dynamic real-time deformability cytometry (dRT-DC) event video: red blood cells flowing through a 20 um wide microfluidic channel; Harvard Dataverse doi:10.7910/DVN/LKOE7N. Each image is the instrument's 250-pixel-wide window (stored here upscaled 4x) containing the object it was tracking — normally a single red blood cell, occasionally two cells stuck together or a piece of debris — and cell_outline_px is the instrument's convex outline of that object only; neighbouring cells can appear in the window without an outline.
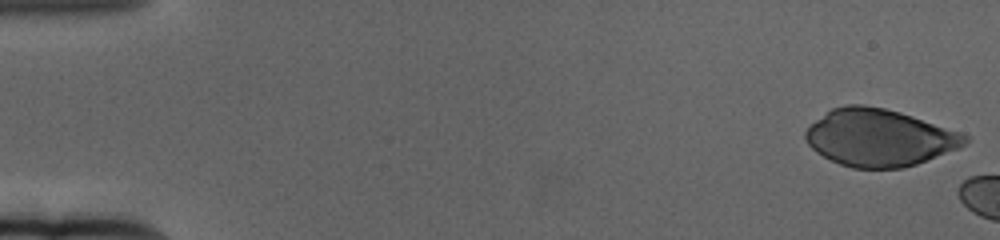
{"species": "human", "species_latin": "Homo sapiens", "temperature_condition": "cold", "stored_images_in_passage": 6, "camera_frame_rate_fps": 3000, "um_per_image_px": 0.085, "donor": {"sex": "female"}, "frame": {"image": 1, "passage_image": 1, "time_ms": 0.0, "image_size_px": [1000, 240], "cell_outline_px": [[968, 140], [960, 148], [916, 164], [900, 168], [852, 168], [840, 164], [816, 152], [808, 144], [804, 136], [804, 132], [816, 120], [832, 108], [848, 104], [864, 104], [884, 108], [900, 112], [960, 132], [968, 136]], "centroid_in_image_um": [74.73, 11.7], "position_along_channel_um": 10.3, "area_um2": 52.71}}